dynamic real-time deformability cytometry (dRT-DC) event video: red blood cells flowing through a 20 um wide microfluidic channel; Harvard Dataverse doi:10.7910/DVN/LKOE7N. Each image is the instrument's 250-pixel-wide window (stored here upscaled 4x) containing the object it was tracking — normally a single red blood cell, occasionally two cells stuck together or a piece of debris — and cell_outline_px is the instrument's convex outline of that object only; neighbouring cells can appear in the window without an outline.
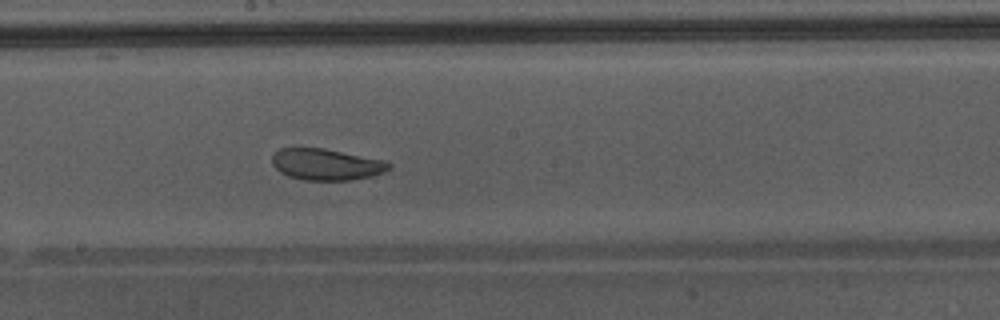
{"species": "Egyptian fruit bat (a non-hibernating species)", "species_latin": "Rousettus aegyptiacus", "temperature_condition": "warm", "stored_images_in_passage": 50, "camera_frame_rate_fps": 3000, "um_per_image_px": 0.085, "animal": {"sex": "male"}, "frame": {"image": 1, "passage_image": 29, "time_ms": 9.333, "image_size_px": [1000, 320], "cell_outline_px": [[392, 168], [384, 172], [372, 176], [348, 180], [304, 180], [288, 176], [280, 172], [272, 164], [272, 156], [280, 148], [324, 148], [388, 160], [392, 164]], "centroid_in_image_um": [27.79, 13.97], "position_along_channel_um": 220.4, "area_um2": 21.62}, "authors_computed_cell_mechanics": {"area_um2": 29.6225, "velocity_mm_per_s": 4.3021, "shape_relaxation_time_tau1_ms": 4.4522, "shape_relaxation_time_tau2_ms": 1.5999, "deformation_change_tau1": 0.0996, "deformation_change_tau2": 0.0649}}